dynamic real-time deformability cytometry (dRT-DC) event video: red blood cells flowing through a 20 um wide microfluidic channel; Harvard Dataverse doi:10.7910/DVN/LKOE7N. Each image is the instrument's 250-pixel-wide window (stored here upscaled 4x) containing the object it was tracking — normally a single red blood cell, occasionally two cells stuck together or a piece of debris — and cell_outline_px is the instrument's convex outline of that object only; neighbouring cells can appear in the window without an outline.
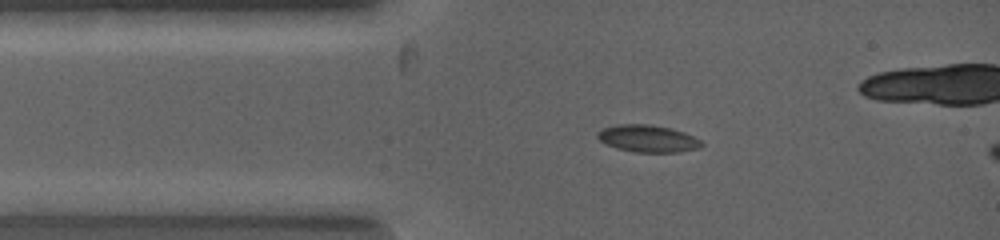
{"species": "common noctule bat (a hibernating species)", "species_latin": "Nyctalus noctula", "temperature_condition": "warm", "stored_images_in_passage": 9, "camera_frame_rate_fps": 5000, "um_per_image_px": 0.085, "animal": {"sex": "female", "body_mass_g": 19.0, "forearm_length_mm": 53.3}, "frame": {"image": 1, "passage_image": 2, "time_ms": 0.8, "image_size_px": [1000, 240], "cell_outline_px": [[704, 144], [700, 148], [680, 152], [636, 152], [616, 148], [600, 140], [596, 136], [596, 132], [604, 128], [616, 124], [652, 124], [672, 128], [684, 132], [700, 140]], "centroid_in_image_um": [55.08, 11.77], "position_along_channel_um": 29.9, "area_um2": 16.53}}
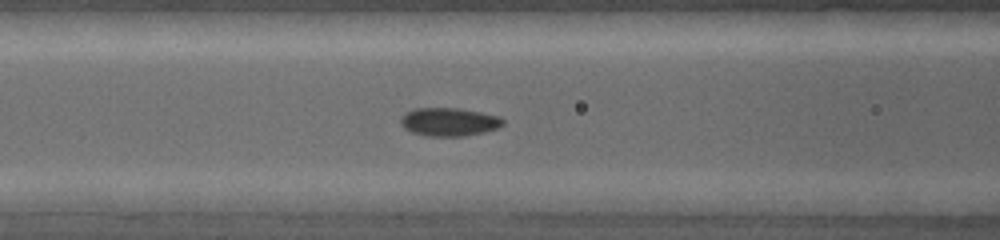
{"frame": {"image": 2, "passage_image": 7, "time_ms": 2.6, "image_size_px": [1000, 240], "cell_outline_px": [[504, 124], [496, 128], [484, 132], [464, 136], [428, 136], [412, 132], [404, 128], [400, 124], [400, 120], [408, 112], [416, 108], [456, 108], [480, 112], [500, 116], [504, 120]], "centroid_in_image_um": [38.19, 10.36], "position_along_channel_um": 128.4, "area_um2": 16.7}}